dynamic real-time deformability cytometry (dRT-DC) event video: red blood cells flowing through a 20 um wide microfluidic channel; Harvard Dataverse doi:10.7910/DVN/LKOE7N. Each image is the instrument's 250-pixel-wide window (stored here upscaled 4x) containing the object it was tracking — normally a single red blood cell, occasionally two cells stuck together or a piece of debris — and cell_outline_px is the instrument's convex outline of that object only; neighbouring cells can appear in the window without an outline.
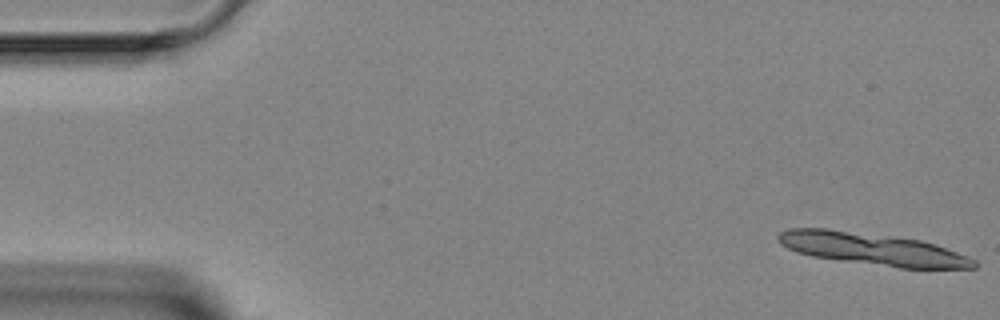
{"species": "Egyptian fruit bat (a non-hibernating species)", "species_latin": "Rousettus aegyptiacus", "temperature_condition": "room temperature", "stored_images_in_passage": 5, "camera_frame_rate_fps": 3000, "um_per_image_px": 0.085, "animal": {"sex": "female"}, "frame": {"image": 1, "passage_image": 1, "time_ms": 0.0, "image_size_px": [1000, 320], "cell_outline_px": [[976, 268], [900, 268], [812, 256], [788, 248], [780, 244], [776, 240], [776, 236], [780, 232], [788, 228], [828, 228], [920, 240], [936, 244], [968, 256], [976, 260]], "centroid_in_image_um": [74.15, 21.16], "position_along_channel_um": 10.9, "area_um2": 36.47}}
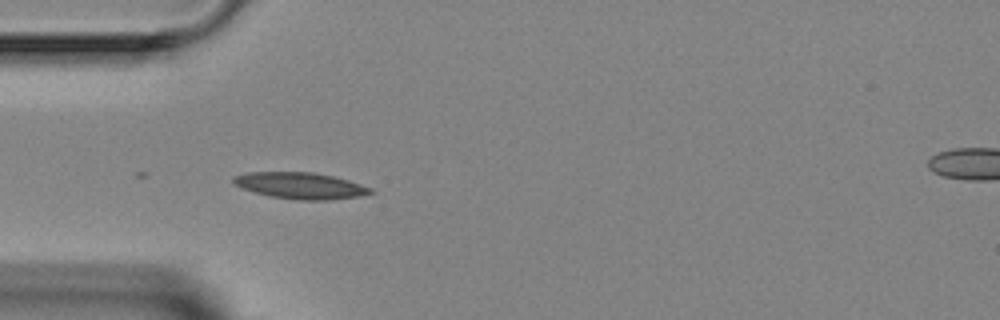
{"frame": {"image": 2, "passage_image": 5, "time_ms": 4.667, "image_size_px": [1000, 320], "cell_outline_px": [[372, 192], [356, 196], [328, 200], [300, 200], [272, 196], [240, 188], [232, 184], [232, 176], [248, 172], [312, 172], [332, 176], [348, 180], [372, 188]], "centroid_in_image_um": [25.46, 15.77], "position_along_channel_um": 59.5, "area_um2": 20.87}}